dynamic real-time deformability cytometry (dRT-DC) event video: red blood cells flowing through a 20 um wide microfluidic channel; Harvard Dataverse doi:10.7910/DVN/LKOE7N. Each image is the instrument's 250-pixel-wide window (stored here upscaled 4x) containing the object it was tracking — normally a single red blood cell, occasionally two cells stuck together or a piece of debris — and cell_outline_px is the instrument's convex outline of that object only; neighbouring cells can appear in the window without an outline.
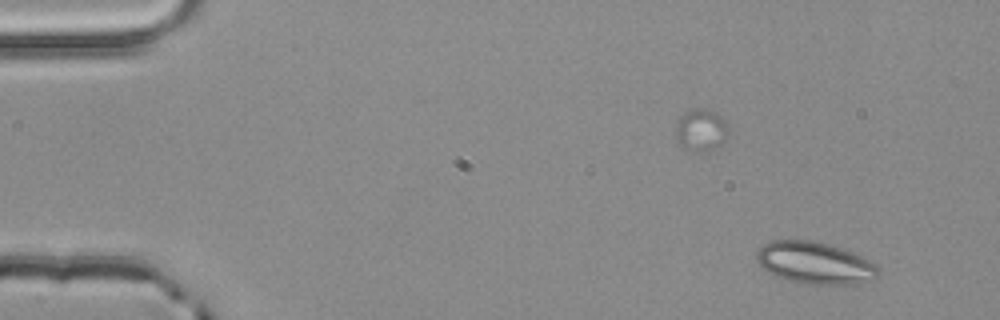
{"species": "common noctule bat (a hibernating species)", "species_latin": "Nyctalus noctula", "temperature_condition": "room temperature", "stored_images_in_passage": 6, "segment_of_instrument_passage": [2, 2], "camera_frame_rate_fps": 3000, "um_per_image_px": 0.085, "animal": {"sex": "male", "body_mass_g": 20.4}, "frame": {"image": 1, "passage_image": 3, "time_ms": 0.667, "image_size_px": [1000, 320], "cell_outline_px": [[876, 276], [872, 280], [856, 284], [800, 284], [776, 276], [764, 268], [756, 260], [756, 252], [764, 244], [772, 240], [812, 240], [828, 244], [852, 252], [860, 256], [872, 264], [876, 268]], "centroid_in_image_um": [69.2, 22.35], "position_along_channel_um": 15.8, "area_um2": 29.36}}